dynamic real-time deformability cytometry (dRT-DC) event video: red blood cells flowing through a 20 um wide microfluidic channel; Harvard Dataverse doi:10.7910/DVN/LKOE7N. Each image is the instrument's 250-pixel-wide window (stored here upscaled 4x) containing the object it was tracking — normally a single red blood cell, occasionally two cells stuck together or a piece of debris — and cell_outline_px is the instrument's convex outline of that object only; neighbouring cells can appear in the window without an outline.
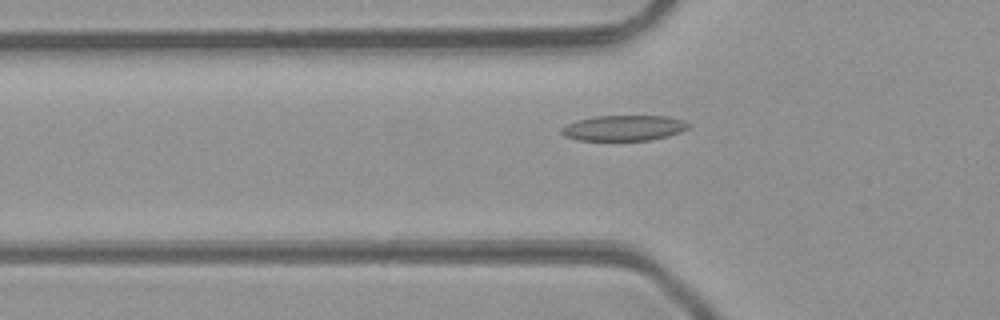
{"species": "common noctule bat (a hibernating species)", "species_latin": "Nyctalus noctula", "temperature_condition": "room temperature", "stored_images_in_passage": 35, "camera_frame_rate_fps": 3000, "um_per_image_px": 0.085, "animal": {"sex": "male", "body_mass_g": 23.1, "forearm_length_mm": 52.7}, "frame": {"image": 1, "passage_image": 3, "time_ms": 0.667, "image_size_px": [1000, 320], "cell_outline_px": [[692, 124], [688, 128], [680, 132], [668, 136], [648, 140], [576, 140], [564, 136], [560, 132], [560, 128], [576, 120], [596, 116], [668, 116], [684, 120]], "centroid_in_image_um": [53.03, 10.87], "position_along_channel_um": 72.8, "area_um2": 18.96}}
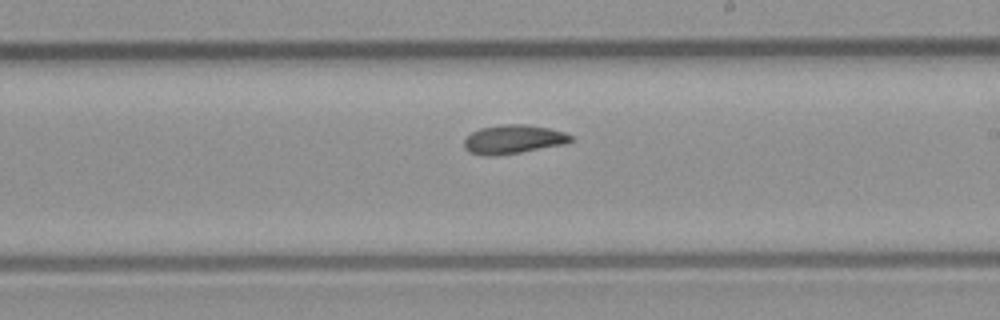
{"frame": {"image": 2, "passage_image": 15, "time_ms": 4.667, "image_size_px": [1000, 320], "cell_outline_px": [[572, 140], [568, 144], [496, 156], [484, 156], [468, 152], [464, 148], [464, 140], [472, 132], [480, 128], [500, 124], [528, 124], [548, 128], [564, 132], [572, 136]], "centroid_in_image_um": [43.62, 11.85], "position_along_channel_um": 245.4, "area_um2": 18.15}}
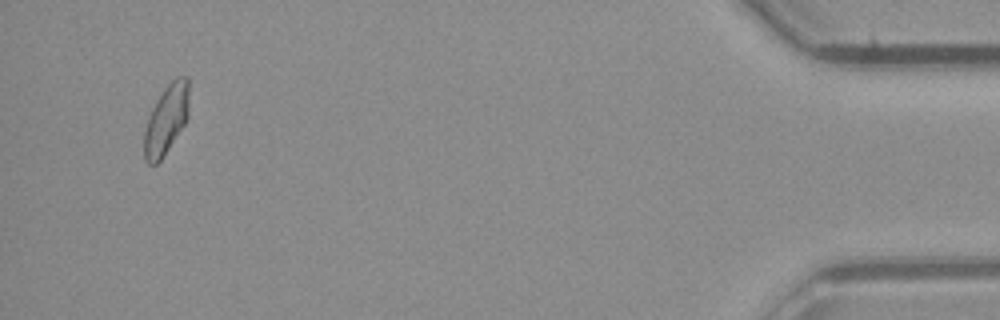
{"frame": {"image": 3, "passage_image": 33, "time_ms": 10.667, "image_size_px": [1000, 320], "cell_outline_px": [[188, 116], [184, 124], [160, 160], [156, 164], [148, 164], [144, 160], [144, 132], [148, 116], [156, 100], [164, 88], [176, 76], [188, 76]], "centroid_in_image_um": [14.11, 10.13], "position_along_channel_um": 421.1, "area_um2": 17.98}, "authors_computed_cell_mechanics": {"area_um2": 17.8602, "velocity_mm_per_s": 4.2828, "shape_relaxation_time_tau1_ms": 4.9399, "shape_relaxation_time_tau2_ms": 2.9276, "deformation_change_tau1": 0.1377, "deformation_change_tau2": 0.0934}}